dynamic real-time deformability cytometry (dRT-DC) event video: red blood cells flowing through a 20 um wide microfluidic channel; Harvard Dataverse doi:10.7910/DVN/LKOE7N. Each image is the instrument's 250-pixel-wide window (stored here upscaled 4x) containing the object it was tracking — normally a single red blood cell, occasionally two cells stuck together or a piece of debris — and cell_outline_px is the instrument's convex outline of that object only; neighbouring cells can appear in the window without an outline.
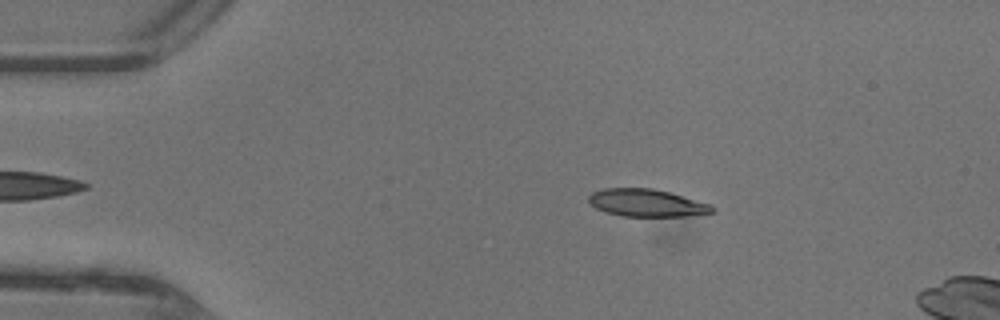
{"species": "common noctule bat (a hibernating species)", "species_latin": "Nyctalus noctula", "temperature_condition": "warm", "stored_images_in_passage": 12, "camera_frame_rate_fps": 3000, "um_per_image_px": 0.085, "animal": {"sex": "female"}, "frame": {"image": 1, "passage_image": 6, "time_ms": 1.667, "image_size_px": [1000, 320], "cell_outline_px": [[716, 212], [684, 216], [620, 216], [604, 212], [596, 208], [588, 200], [588, 196], [592, 192], [604, 188], [652, 188], [668, 192], [712, 204], [716, 208]], "centroid_in_image_um": [54.98, 17.25], "position_along_channel_um": 30.0, "area_um2": 19.88}}